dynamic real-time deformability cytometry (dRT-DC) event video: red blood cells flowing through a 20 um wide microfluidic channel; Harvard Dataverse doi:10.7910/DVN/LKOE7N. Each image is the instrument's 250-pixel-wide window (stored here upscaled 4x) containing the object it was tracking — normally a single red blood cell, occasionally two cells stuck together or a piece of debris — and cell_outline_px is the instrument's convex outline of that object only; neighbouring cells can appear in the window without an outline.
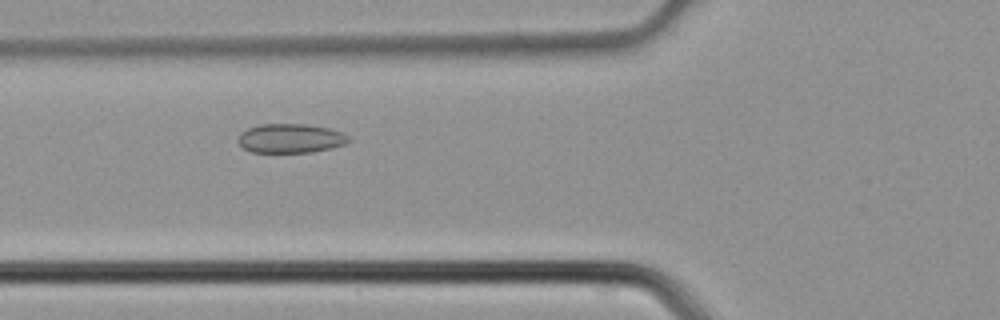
{"species": "common noctule bat (a hibernating species)", "species_latin": "Nyctalus noctula", "temperature_condition": "cold", "stored_images_in_passage": 41, "camera_frame_rate_fps": 3000, "um_per_image_px": 0.085, "animal": {"sex": "male", "body_mass_g": 21.5, "forearm_length_mm": 52.0}, "frame": {"image": 1, "passage_image": 13, "time_ms": 4.0, "image_size_px": [1000, 320], "cell_outline_px": [[352, 140], [344, 144], [332, 148], [312, 152], [252, 152], [244, 148], [236, 140], [240, 132], [248, 128], [260, 124], [304, 124], [328, 128], [344, 132]], "centroid_in_image_um": [24.7, 11.76], "position_along_channel_um": 101.1, "area_um2": 18.9}}
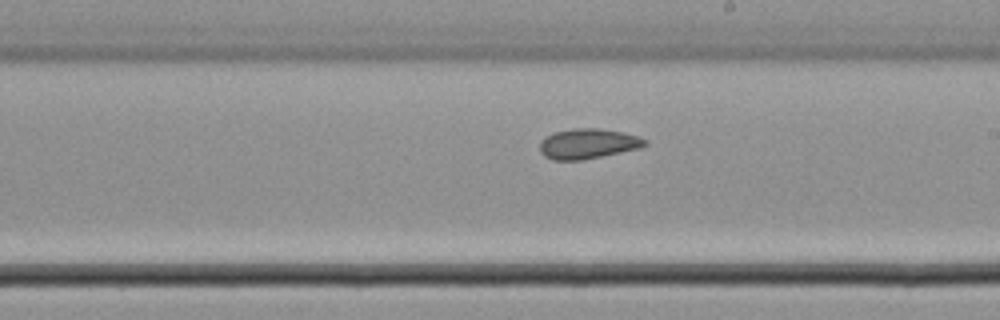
{"frame": {"image": 2, "passage_image": 22, "time_ms": 7.0, "image_size_px": [1000, 320], "cell_outline_px": [[648, 144], [640, 148], [580, 160], [552, 160], [544, 156], [540, 152], [540, 140], [544, 136], [552, 132], [572, 128], [600, 128], [640, 136], [648, 140]], "centroid_in_image_um": [49.95, 12.2], "position_along_channel_um": 239.1, "area_um2": 18.61}}
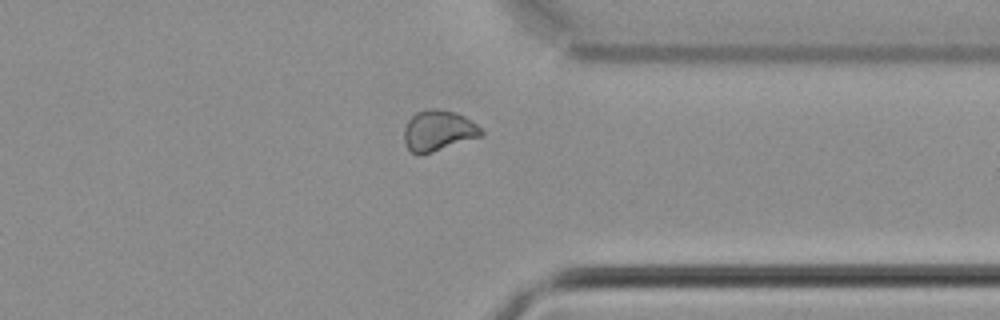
{"frame": {"image": 3, "passage_image": 31, "time_ms": 10.0, "image_size_px": [1000, 320], "cell_outline_px": [[484, 136], [420, 156], [412, 152], [404, 144], [404, 128], [408, 120], [416, 112], [428, 108], [436, 108], [456, 112], [464, 116], [476, 124], [484, 132]], "centroid_in_image_um": [37.26, 11.11], "position_along_channel_um": 374.1, "area_um2": 18.61}}